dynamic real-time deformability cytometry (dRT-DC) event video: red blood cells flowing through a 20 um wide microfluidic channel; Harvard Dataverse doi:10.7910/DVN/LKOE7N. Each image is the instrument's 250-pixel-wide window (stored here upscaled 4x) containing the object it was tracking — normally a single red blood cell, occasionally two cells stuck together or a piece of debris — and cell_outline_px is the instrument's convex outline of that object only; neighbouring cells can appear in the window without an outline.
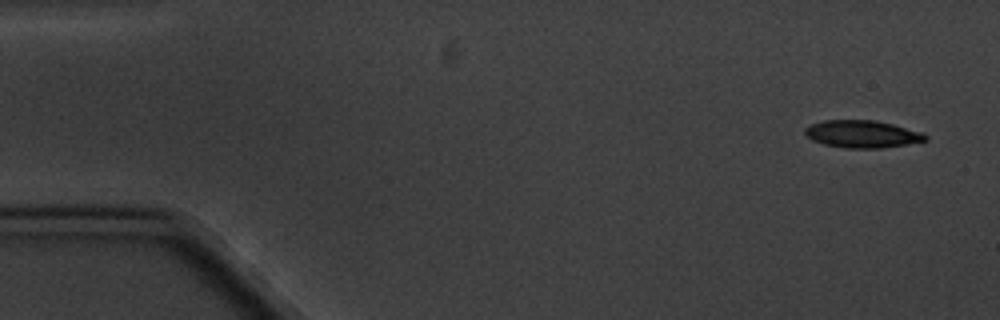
{"species": "common noctule bat (a hibernating species)", "species_latin": "Nyctalus noctula", "temperature_condition": "cold", "stored_images_in_passage": 4, "camera_frame_rate_fps": 3000, "um_per_image_px": 0.085, "animal": {"sex": "male", "body_mass_g": 20.1, "forearm_length_mm": 53.5}, "frame": {"image": 1, "passage_image": 1, "time_ms": 0.0, "image_size_px": [1000, 320], "cell_outline_px": [[928, 140], [880, 148], [844, 148], [824, 144], [812, 140], [804, 132], [804, 128], [812, 124], [824, 120], [876, 120], [892, 124], [920, 132], [928, 136]], "centroid_in_image_um": [73.26, 11.39], "position_along_channel_um": 11.7, "area_um2": 19.02}}
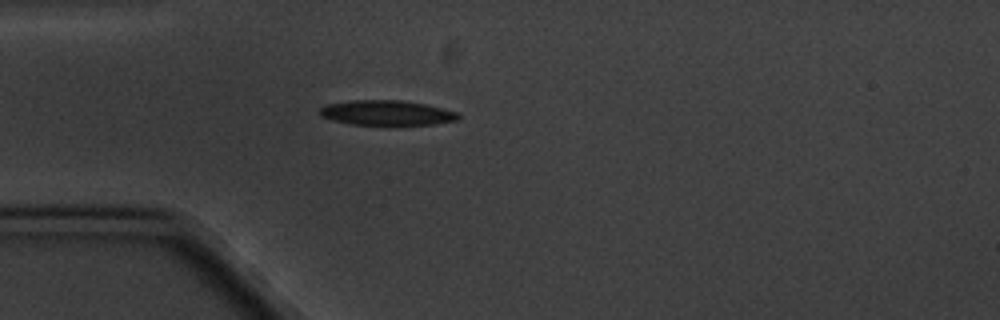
{"frame": {"image": 2, "passage_image": 4, "time_ms": 4.333, "image_size_px": [1000, 320], "cell_outline_px": [[460, 120], [432, 124], [396, 128], [352, 124], [332, 120], [320, 116], [320, 108], [324, 104], [352, 100], [400, 100], [428, 104], [460, 112]], "centroid_in_image_um": [32.94, 9.63], "position_along_channel_um": 52.1, "area_um2": 21.39}}